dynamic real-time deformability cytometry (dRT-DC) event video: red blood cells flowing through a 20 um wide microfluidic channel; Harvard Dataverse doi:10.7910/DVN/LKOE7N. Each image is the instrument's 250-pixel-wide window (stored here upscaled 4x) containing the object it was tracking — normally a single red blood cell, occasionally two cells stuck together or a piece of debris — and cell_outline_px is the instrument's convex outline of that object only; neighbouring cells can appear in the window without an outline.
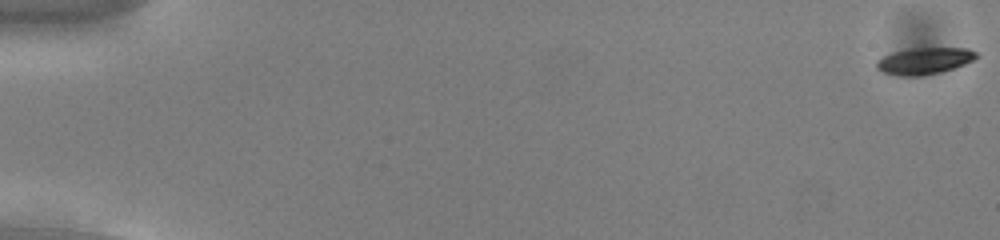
{"species": "common noctule bat (a hibernating species)", "species_latin": "Nyctalus noctula", "temperature_condition": "cold", "stored_images_in_passage": 56, "camera_frame_rate_fps": 3000, "um_per_image_px": 0.085, "animal": {"sex": "male", "body_mass_g": 13.0, "forearm_length_mm": 53.1}, "frame": {"image": 1, "passage_image": 1, "time_ms": 0.0, "image_size_px": [1000, 240], "cell_outline_px": [[980, 56], [964, 64], [940, 72], [920, 76], [904, 76], [884, 72], [876, 68], [876, 60], [892, 52], [916, 48], [968, 48], [976, 52]], "centroid_in_image_um": [78.58, 5.17], "position_along_channel_um": 6.4, "area_um2": 15.32}}
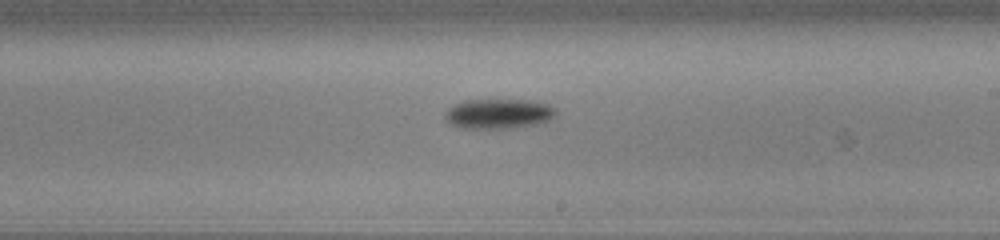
{"frame": {"image": 2, "passage_image": 34, "time_ms": 11.0, "image_size_px": [1000, 240], "cell_outline_px": [[556, 116], [544, 124], [512, 128], [460, 128], [444, 120], [444, 112], [448, 108], [464, 100], [528, 100], [548, 104], [556, 108]], "centroid_in_image_um": [42.41, 9.68], "position_along_channel_um": 246.6, "area_um2": 19.65}}
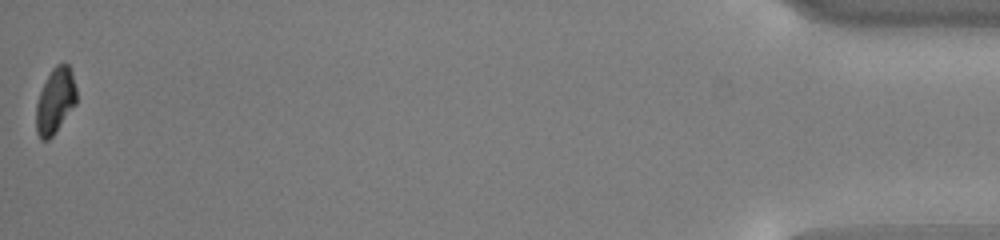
{"frame": {"image": 3, "passage_image": 56, "time_ms": 18.333, "image_size_px": [1000, 240], "cell_outline_px": [[76, 104], [52, 136], [48, 140], [40, 140], [36, 132], [36, 104], [40, 92], [52, 68], [56, 64], [68, 64], [72, 72], [76, 88]], "centroid_in_image_um": [4.69, 8.58], "position_along_channel_um": 430.5, "area_um2": 15.32}, "authors_computed_cell_mechanics": {"area_um2": 16.8198, "velocity_mm_per_s": 3.7594, "shape_relaxation_time_tau1_ms": 1.8859, "shape_relaxation_time_tau2_ms": null, "deformation_change_tau1": 0.1102, "deformation_change_tau2": null}}